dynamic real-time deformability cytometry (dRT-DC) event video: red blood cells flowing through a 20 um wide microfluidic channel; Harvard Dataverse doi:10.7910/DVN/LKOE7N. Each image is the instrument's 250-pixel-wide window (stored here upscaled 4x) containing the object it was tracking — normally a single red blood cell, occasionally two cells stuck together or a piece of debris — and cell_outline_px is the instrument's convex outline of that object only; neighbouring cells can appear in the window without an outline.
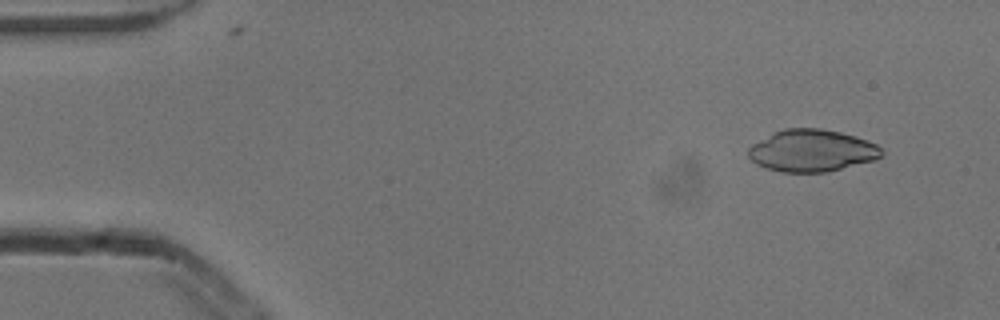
{"species": "common noctule bat (a hibernating species)", "species_latin": "Nyctalus noctula", "temperature_condition": "cold", "stored_images_in_passage": 5, "camera_frame_rate_fps": 3000, "um_per_image_px": 0.085, "animal": {"sex": "male", "body_mass_g": 13.3}, "frame": {"image": 1, "passage_image": 2, "time_ms": 0.333, "image_size_px": [1000, 320], "cell_outline_px": [[884, 152], [876, 160], [824, 172], [780, 172], [764, 168], [756, 164], [748, 156], [748, 148], [752, 144], [772, 132], [784, 128], [820, 128], [840, 132], [876, 144]], "centroid_in_image_um": [68.95, 12.8], "position_along_channel_um": 16.0, "area_um2": 32.6}}